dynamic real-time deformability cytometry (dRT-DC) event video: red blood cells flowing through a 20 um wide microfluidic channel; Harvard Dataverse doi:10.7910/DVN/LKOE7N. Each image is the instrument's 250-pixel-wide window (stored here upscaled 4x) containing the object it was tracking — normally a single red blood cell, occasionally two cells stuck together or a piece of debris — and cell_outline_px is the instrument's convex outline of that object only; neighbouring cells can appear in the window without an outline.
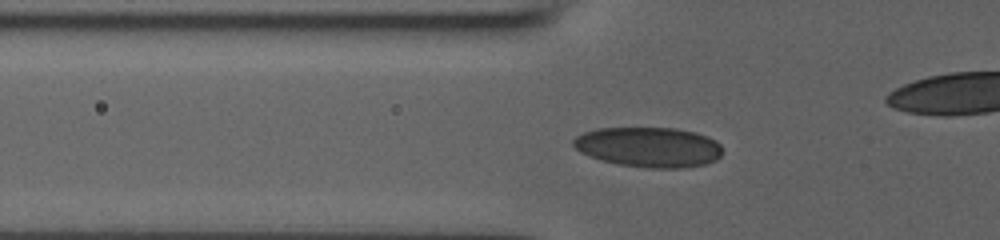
{"species": "human", "species_latin": "Homo sapiens", "temperature_condition": "room temperature", "stored_images_in_passage": 43, "camera_frame_rate_fps": 3000, "um_per_image_px": 0.085, "donor": {"sex": "male"}, "frame": {"image": 1, "passage_image": 17, "time_ms": 5.333, "image_size_px": [1000, 240], "cell_outline_px": [[720, 156], [716, 160], [704, 164], [680, 168], [648, 168], [620, 164], [600, 160], [588, 156], [580, 152], [572, 144], [572, 140], [576, 136], [584, 132], [596, 128], [676, 128], [696, 132], [708, 136], [716, 140], [720, 144]], "centroid_in_image_um": [55.13, 12.49], "position_along_channel_um": 70.7, "area_um2": 34.91}}
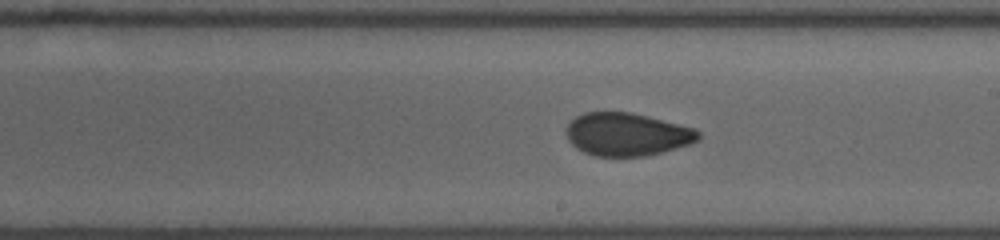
{"frame": {"image": 2, "passage_image": 29, "time_ms": 9.333, "image_size_px": [1000, 240], "cell_outline_px": [[700, 136], [692, 144], [644, 156], [596, 156], [584, 152], [576, 148], [568, 140], [564, 132], [568, 124], [576, 116], [584, 112], [632, 112], [696, 128], [700, 132]], "centroid_in_image_um": [53.28, 11.41], "position_along_channel_um": 235.7, "area_um2": 33.18}}
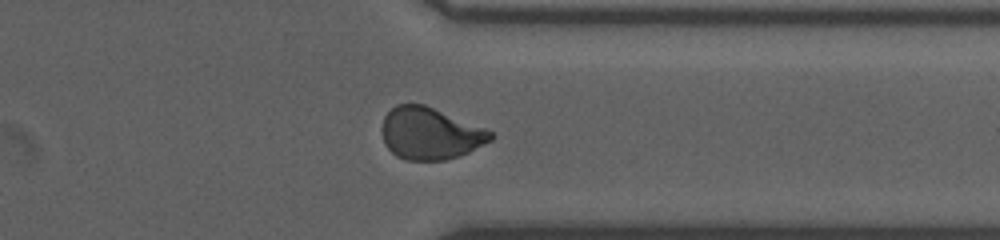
{"frame": {"image": 3, "passage_image": 39, "time_ms": 12.667, "image_size_px": [1000, 240], "cell_outline_px": [[496, 136], [492, 140], [460, 156], [444, 160], [404, 160], [396, 156], [384, 144], [384, 116], [396, 104], [424, 104], [484, 128], [492, 132]], "centroid_in_image_um": [36.58, 11.36], "position_along_channel_um": 374.8, "area_um2": 32.6}}